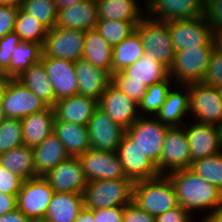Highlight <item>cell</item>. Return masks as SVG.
I'll return each instance as SVG.
<instances>
[{"instance_id":"1","label":"cell","mask_w":222,"mask_h":222,"mask_svg":"<svg viewBox=\"0 0 222 222\" xmlns=\"http://www.w3.org/2000/svg\"><path fill=\"white\" fill-rule=\"evenodd\" d=\"M167 176L176 190L178 205L190 214L193 210L211 209L212 212L222 207V191L191 169L173 171Z\"/></svg>"},{"instance_id":"2","label":"cell","mask_w":222,"mask_h":222,"mask_svg":"<svg viewBox=\"0 0 222 222\" xmlns=\"http://www.w3.org/2000/svg\"><path fill=\"white\" fill-rule=\"evenodd\" d=\"M132 202L155 218L178 206L176 190L167 175L134 182Z\"/></svg>"},{"instance_id":"3","label":"cell","mask_w":222,"mask_h":222,"mask_svg":"<svg viewBox=\"0 0 222 222\" xmlns=\"http://www.w3.org/2000/svg\"><path fill=\"white\" fill-rule=\"evenodd\" d=\"M133 184L131 179L87 182L83 192L84 207L95 210L125 206L132 202Z\"/></svg>"},{"instance_id":"4","label":"cell","mask_w":222,"mask_h":222,"mask_svg":"<svg viewBox=\"0 0 222 222\" xmlns=\"http://www.w3.org/2000/svg\"><path fill=\"white\" fill-rule=\"evenodd\" d=\"M145 54L150 55L169 69L174 60L175 50L170 38L168 22L158 21L145 15L136 25Z\"/></svg>"},{"instance_id":"5","label":"cell","mask_w":222,"mask_h":222,"mask_svg":"<svg viewBox=\"0 0 222 222\" xmlns=\"http://www.w3.org/2000/svg\"><path fill=\"white\" fill-rule=\"evenodd\" d=\"M214 47L176 51L168 76L180 85L203 82Z\"/></svg>"},{"instance_id":"6","label":"cell","mask_w":222,"mask_h":222,"mask_svg":"<svg viewBox=\"0 0 222 222\" xmlns=\"http://www.w3.org/2000/svg\"><path fill=\"white\" fill-rule=\"evenodd\" d=\"M4 118L21 119L49 106L16 78H7L0 98Z\"/></svg>"},{"instance_id":"7","label":"cell","mask_w":222,"mask_h":222,"mask_svg":"<svg viewBox=\"0 0 222 222\" xmlns=\"http://www.w3.org/2000/svg\"><path fill=\"white\" fill-rule=\"evenodd\" d=\"M168 28L175 52L187 48L214 47L213 28L207 24L203 15L169 21Z\"/></svg>"},{"instance_id":"8","label":"cell","mask_w":222,"mask_h":222,"mask_svg":"<svg viewBox=\"0 0 222 222\" xmlns=\"http://www.w3.org/2000/svg\"><path fill=\"white\" fill-rule=\"evenodd\" d=\"M189 89V111L199 123L218 126L222 118V90L205 83H192Z\"/></svg>"},{"instance_id":"9","label":"cell","mask_w":222,"mask_h":222,"mask_svg":"<svg viewBox=\"0 0 222 222\" xmlns=\"http://www.w3.org/2000/svg\"><path fill=\"white\" fill-rule=\"evenodd\" d=\"M85 31L54 27L47 31L41 57L77 61L84 52Z\"/></svg>"},{"instance_id":"10","label":"cell","mask_w":222,"mask_h":222,"mask_svg":"<svg viewBox=\"0 0 222 222\" xmlns=\"http://www.w3.org/2000/svg\"><path fill=\"white\" fill-rule=\"evenodd\" d=\"M170 127L162 124L155 117L140 116L125 133L157 165L163 148L164 137Z\"/></svg>"},{"instance_id":"11","label":"cell","mask_w":222,"mask_h":222,"mask_svg":"<svg viewBox=\"0 0 222 222\" xmlns=\"http://www.w3.org/2000/svg\"><path fill=\"white\" fill-rule=\"evenodd\" d=\"M54 193L43 176L23 181L17 194V209L31 220H43Z\"/></svg>"},{"instance_id":"12","label":"cell","mask_w":222,"mask_h":222,"mask_svg":"<svg viewBox=\"0 0 222 222\" xmlns=\"http://www.w3.org/2000/svg\"><path fill=\"white\" fill-rule=\"evenodd\" d=\"M87 182L95 180L130 179L124 173L116 151L89 149L78 156Z\"/></svg>"},{"instance_id":"13","label":"cell","mask_w":222,"mask_h":222,"mask_svg":"<svg viewBox=\"0 0 222 222\" xmlns=\"http://www.w3.org/2000/svg\"><path fill=\"white\" fill-rule=\"evenodd\" d=\"M189 167L190 146L185 128L184 126L170 127L164 137L163 148L159 160V174L168 175L173 171Z\"/></svg>"},{"instance_id":"14","label":"cell","mask_w":222,"mask_h":222,"mask_svg":"<svg viewBox=\"0 0 222 222\" xmlns=\"http://www.w3.org/2000/svg\"><path fill=\"white\" fill-rule=\"evenodd\" d=\"M124 173L133 182L160 176L157 165L139 148L126 133L117 148Z\"/></svg>"},{"instance_id":"15","label":"cell","mask_w":222,"mask_h":222,"mask_svg":"<svg viewBox=\"0 0 222 222\" xmlns=\"http://www.w3.org/2000/svg\"><path fill=\"white\" fill-rule=\"evenodd\" d=\"M87 128L89 131L90 148L101 151H117L126 130L121 125L115 123L99 107L94 110L88 121Z\"/></svg>"},{"instance_id":"16","label":"cell","mask_w":222,"mask_h":222,"mask_svg":"<svg viewBox=\"0 0 222 222\" xmlns=\"http://www.w3.org/2000/svg\"><path fill=\"white\" fill-rule=\"evenodd\" d=\"M98 107L123 128H129L141 115L138 104L112 82L98 100Z\"/></svg>"},{"instance_id":"17","label":"cell","mask_w":222,"mask_h":222,"mask_svg":"<svg viewBox=\"0 0 222 222\" xmlns=\"http://www.w3.org/2000/svg\"><path fill=\"white\" fill-rule=\"evenodd\" d=\"M145 15L158 21L192 19L202 16L203 0H147Z\"/></svg>"},{"instance_id":"18","label":"cell","mask_w":222,"mask_h":222,"mask_svg":"<svg viewBox=\"0 0 222 222\" xmlns=\"http://www.w3.org/2000/svg\"><path fill=\"white\" fill-rule=\"evenodd\" d=\"M44 178L54 192L83 194L87 184L79 158L72 156L59 163Z\"/></svg>"},{"instance_id":"19","label":"cell","mask_w":222,"mask_h":222,"mask_svg":"<svg viewBox=\"0 0 222 222\" xmlns=\"http://www.w3.org/2000/svg\"><path fill=\"white\" fill-rule=\"evenodd\" d=\"M51 81L56 101L78 94L74 62L66 59L41 57L40 60Z\"/></svg>"},{"instance_id":"20","label":"cell","mask_w":222,"mask_h":222,"mask_svg":"<svg viewBox=\"0 0 222 222\" xmlns=\"http://www.w3.org/2000/svg\"><path fill=\"white\" fill-rule=\"evenodd\" d=\"M194 122L189 127L184 125L190 146V164L194 160L222 152L218 126Z\"/></svg>"},{"instance_id":"21","label":"cell","mask_w":222,"mask_h":222,"mask_svg":"<svg viewBox=\"0 0 222 222\" xmlns=\"http://www.w3.org/2000/svg\"><path fill=\"white\" fill-rule=\"evenodd\" d=\"M96 0H83L66 8L58 9L56 27L94 30L98 23Z\"/></svg>"},{"instance_id":"22","label":"cell","mask_w":222,"mask_h":222,"mask_svg":"<svg viewBox=\"0 0 222 222\" xmlns=\"http://www.w3.org/2000/svg\"><path fill=\"white\" fill-rule=\"evenodd\" d=\"M78 94L92 97L97 101L112 82V76L105 70L95 67L91 62L80 58L74 62Z\"/></svg>"},{"instance_id":"23","label":"cell","mask_w":222,"mask_h":222,"mask_svg":"<svg viewBox=\"0 0 222 222\" xmlns=\"http://www.w3.org/2000/svg\"><path fill=\"white\" fill-rule=\"evenodd\" d=\"M97 107L98 101L92 97L80 94L66 97L54 105L55 120L87 126Z\"/></svg>"},{"instance_id":"24","label":"cell","mask_w":222,"mask_h":222,"mask_svg":"<svg viewBox=\"0 0 222 222\" xmlns=\"http://www.w3.org/2000/svg\"><path fill=\"white\" fill-rule=\"evenodd\" d=\"M54 121V107L21 118L23 145L33 148L42 143L53 133Z\"/></svg>"},{"instance_id":"25","label":"cell","mask_w":222,"mask_h":222,"mask_svg":"<svg viewBox=\"0 0 222 222\" xmlns=\"http://www.w3.org/2000/svg\"><path fill=\"white\" fill-rule=\"evenodd\" d=\"M34 167L37 176H45L59 163L70 157L59 138L50 134L42 143L33 147Z\"/></svg>"},{"instance_id":"26","label":"cell","mask_w":222,"mask_h":222,"mask_svg":"<svg viewBox=\"0 0 222 222\" xmlns=\"http://www.w3.org/2000/svg\"><path fill=\"white\" fill-rule=\"evenodd\" d=\"M83 208V194L55 192L43 220L46 222H74Z\"/></svg>"},{"instance_id":"27","label":"cell","mask_w":222,"mask_h":222,"mask_svg":"<svg viewBox=\"0 0 222 222\" xmlns=\"http://www.w3.org/2000/svg\"><path fill=\"white\" fill-rule=\"evenodd\" d=\"M181 86H183L181 90L183 89L184 92L182 93L180 90L178 92L171 88L163 105L154 116L162 124L169 127H180L179 124H181V127L184 126L183 118H187L186 114L189 115L190 113L188 85Z\"/></svg>"},{"instance_id":"28","label":"cell","mask_w":222,"mask_h":222,"mask_svg":"<svg viewBox=\"0 0 222 222\" xmlns=\"http://www.w3.org/2000/svg\"><path fill=\"white\" fill-rule=\"evenodd\" d=\"M53 133L72 157H78L90 149L89 131L86 125L55 120Z\"/></svg>"},{"instance_id":"29","label":"cell","mask_w":222,"mask_h":222,"mask_svg":"<svg viewBox=\"0 0 222 222\" xmlns=\"http://www.w3.org/2000/svg\"><path fill=\"white\" fill-rule=\"evenodd\" d=\"M120 73L128 81L143 82L147 87L168 77V69L150 55L145 54Z\"/></svg>"},{"instance_id":"30","label":"cell","mask_w":222,"mask_h":222,"mask_svg":"<svg viewBox=\"0 0 222 222\" xmlns=\"http://www.w3.org/2000/svg\"><path fill=\"white\" fill-rule=\"evenodd\" d=\"M16 79L25 85L49 107H54V89L41 61L36 64H32L27 70L18 75Z\"/></svg>"},{"instance_id":"31","label":"cell","mask_w":222,"mask_h":222,"mask_svg":"<svg viewBox=\"0 0 222 222\" xmlns=\"http://www.w3.org/2000/svg\"><path fill=\"white\" fill-rule=\"evenodd\" d=\"M113 47L94 30L85 31L82 58L95 67L107 71L112 76Z\"/></svg>"},{"instance_id":"32","label":"cell","mask_w":222,"mask_h":222,"mask_svg":"<svg viewBox=\"0 0 222 222\" xmlns=\"http://www.w3.org/2000/svg\"><path fill=\"white\" fill-rule=\"evenodd\" d=\"M96 5L99 20L141 21L145 16L137 0H96Z\"/></svg>"},{"instance_id":"33","label":"cell","mask_w":222,"mask_h":222,"mask_svg":"<svg viewBox=\"0 0 222 222\" xmlns=\"http://www.w3.org/2000/svg\"><path fill=\"white\" fill-rule=\"evenodd\" d=\"M0 165L23 181L36 177L32 147L21 145L3 152L0 156Z\"/></svg>"},{"instance_id":"34","label":"cell","mask_w":222,"mask_h":222,"mask_svg":"<svg viewBox=\"0 0 222 222\" xmlns=\"http://www.w3.org/2000/svg\"><path fill=\"white\" fill-rule=\"evenodd\" d=\"M145 53L140 36L135 30L122 42L113 46L112 53V74L123 71L132 65Z\"/></svg>"},{"instance_id":"35","label":"cell","mask_w":222,"mask_h":222,"mask_svg":"<svg viewBox=\"0 0 222 222\" xmlns=\"http://www.w3.org/2000/svg\"><path fill=\"white\" fill-rule=\"evenodd\" d=\"M41 56V44L22 41L16 46L12 53L9 67V78H16L32 64L38 63L41 60Z\"/></svg>"},{"instance_id":"36","label":"cell","mask_w":222,"mask_h":222,"mask_svg":"<svg viewBox=\"0 0 222 222\" xmlns=\"http://www.w3.org/2000/svg\"><path fill=\"white\" fill-rule=\"evenodd\" d=\"M48 29L39 20L27 14L21 7L16 16L14 32L21 41L43 45Z\"/></svg>"},{"instance_id":"37","label":"cell","mask_w":222,"mask_h":222,"mask_svg":"<svg viewBox=\"0 0 222 222\" xmlns=\"http://www.w3.org/2000/svg\"><path fill=\"white\" fill-rule=\"evenodd\" d=\"M170 81H172V79L168 76L165 80L147 87L146 93L138 104L139 114L142 112L144 113H142L141 116H149L150 114L155 116L166 100L167 94L172 87Z\"/></svg>"},{"instance_id":"38","label":"cell","mask_w":222,"mask_h":222,"mask_svg":"<svg viewBox=\"0 0 222 222\" xmlns=\"http://www.w3.org/2000/svg\"><path fill=\"white\" fill-rule=\"evenodd\" d=\"M189 169L222 191V152L192 161Z\"/></svg>"},{"instance_id":"39","label":"cell","mask_w":222,"mask_h":222,"mask_svg":"<svg viewBox=\"0 0 222 222\" xmlns=\"http://www.w3.org/2000/svg\"><path fill=\"white\" fill-rule=\"evenodd\" d=\"M139 22L140 21L98 20L95 31L113 47L133 33Z\"/></svg>"},{"instance_id":"40","label":"cell","mask_w":222,"mask_h":222,"mask_svg":"<svg viewBox=\"0 0 222 222\" xmlns=\"http://www.w3.org/2000/svg\"><path fill=\"white\" fill-rule=\"evenodd\" d=\"M20 7L48 30L55 27L58 9L53 0H23Z\"/></svg>"},{"instance_id":"41","label":"cell","mask_w":222,"mask_h":222,"mask_svg":"<svg viewBox=\"0 0 222 222\" xmlns=\"http://www.w3.org/2000/svg\"><path fill=\"white\" fill-rule=\"evenodd\" d=\"M23 145L21 119L4 118L0 123L1 153Z\"/></svg>"},{"instance_id":"42","label":"cell","mask_w":222,"mask_h":222,"mask_svg":"<svg viewBox=\"0 0 222 222\" xmlns=\"http://www.w3.org/2000/svg\"><path fill=\"white\" fill-rule=\"evenodd\" d=\"M22 41L13 31L0 38V72L9 78V67L12 53Z\"/></svg>"},{"instance_id":"43","label":"cell","mask_w":222,"mask_h":222,"mask_svg":"<svg viewBox=\"0 0 222 222\" xmlns=\"http://www.w3.org/2000/svg\"><path fill=\"white\" fill-rule=\"evenodd\" d=\"M112 83L137 104L147 91V86L143 82L128 81L120 72L112 74Z\"/></svg>"},{"instance_id":"44","label":"cell","mask_w":222,"mask_h":222,"mask_svg":"<svg viewBox=\"0 0 222 222\" xmlns=\"http://www.w3.org/2000/svg\"><path fill=\"white\" fill-rule=\"evenodd\" d=\"M222 90V54L213 51L203 82Z\"/></svg>"},{"instance_id":"45","label":"cell","mask_w":222,"mask_h":222,"mask_svg":"<svg viewBox=\"0 0 222 222\" xmlns=\"http://www.w3.org/2000/svg\"><path fill=\"white\" fill-rule=\"evenodd\" d=\"M19 5L0 4V38L14 31Z\"/></svg>"},{"instance_id":"46","label":"cell","mask_w":222,"mask_h":222,"mask_svg":"<svg viewBox=\"0 0 222 222\" xmlns=\"http://www.w3.org/2000/svg\"><path fill=\"white\" fill-rule=\"evenodd\" d=\"M203 16L213 31L222 29V0L204 1Z\"/></svg>"},{"instance_id":"47","label":"cell","mask_w":222,"mask_h":222,"mask_svg":"<svg viewBox=\"0 0 222 222\" xmlns=\"http://www.w3.org/2000/svg\"><path fill=\"white\" fill-rule=\"evenodd\" d=\"M22 183L23 180L21 178L0 165V192L17 195L21 189Z\"/></svg>"},{"instance_id":"48","label":"cell","mask_w":222,"mask_h":222,"mask_svg":"<svg viewBox=\"0 0 222 222\" xmlns=\"http://www.w3.org/2000/svg\"><path fill=\"white\" fill-rule=\"evenodd\" d=\"M125 206L92 210L96 222H122Z\"/></svg>"},{"instance_id":"49","label":"cell","mask_w":222,"mask_h":222,"mask_svg":"<svg viewBox=\"0 0 222 222\" xmlns=\"http://www.w3.org/2000/svg\"><path fill=\"white\" fill-rule=\"evenodd\" d=\"M124 222H156L155 217L139 208L134 202L125 205Z\"/></svg>"},{"instance_id":"50","label":"cell","mask_w":222,"mask_h":222,"mask_svg":"<svg viewBox=\"0 0 222 222\" xmlns=\"http://www.w3.org/2000/svg\"><path fill=\"white\" fill-rule=\"evenodd\" d=\"M192 214L180 205L155 218L156 222H193Z\"/></svg>"},{"instance_id":"51","label":"cell","mask_w":222,"mask_h":222,"mask_svg":"<svg viewBox=\"0 0 222 222\" xmlns=\"http://www.w3.org/2000/svg\"><path fill=\"white\" fill-rule=\"evenodd\" d=\"M17 209V195L0 192V216Z\"/></svg>"},{"instance_id":"52","label":"cell","mask_w":222,"mask_h":222,"mask_svg":"<svg viewBox=\"0 0 222 222\" xmlns=\"http://www.w3.org/2000/svg\"><path fill=\"white\" fill-rule=\"evenodd\" d=\"M31 221L32 220L30 218L25 216L18 209L0 216V222H31Z\"/></svg>"},{"instance_id":"53","label":"cell","mask_w":222,"mask_h":222,"mask_svg":"<svg viewBox=\"0 0 222 222\" xmlns=\"http://www.w3.org/2000/svg\"><path fill=\"white\" fill-rule=\"evenodd\" d=\"M201 222H222V207L207 213Z\"/></svg>"},{"instance_id":"54","label":"cell","mask_w":222,"mask_h":222,"mask_svg":"<svg viewBox=\"0 0 222 222\" xmlns=\"http://www.w3.org/2000/svg\"><path fill=\"white\" fill-rule=\"evenodd\" d=\"M74 222H96L91 209L83 208Z\"/></svg>"},{"instance_id":"55","label":"cell","mask_w":222,"mask_h":222,"mask_svg":"<svg viewBox=\"0 0 222 222\" xmlns=\"http://www.w3.org/2000/svg\"><path fill=\"white\" fill-rule=\"evenodd\" d=\"M213 46L216 52L222 54V29L213 31Z\"/></svg>"},{"instance_id":"56","label":"cell","mask_w":222,"mask_h":222,"mask_svg":"<svg viewBox=\"0 0 222 222\" xmlns=\"http://www.w3.org/2000/svg\"><path fill=\"white\" fill-rule=\"evenodd\" d=\"M53 1L55 2L57 9H62L83 0H53Z\"/></svg>"},{"instance_id":"57","label":"cell","mask_w":222,"mask_h":222,"mask_svg":"<svg viewBox=\"0 0 222 222\" xmlns=\"http://www.w3.org/2000/svg\"><path fill=\"white\" fill-rule=\"evenodd\" d=\"M6 80H7V77L4 76L3 74H1L0 75V98H1V94H2L3 87H4ZM3 119H4V115H3V112H2V109L0 106V123L2 122Z\"/></svg>"},{"instance_id":"58","label":"cell","mask_w":222,"mask_h":222,"mask_svg":"<svg viewBox=\"0 0 222 222\" xmlns=\"http://www.w3.org/2000/svg\"><path fill=\"white\" fill-rule=\"evenodd\" d=\"M23 0H1V4L6 3V4H16V5H21Z\"/></svg>"},{"instance_id":"59","label":"cell","mask_w":222,"mask_h":222,"mask_svg":"<svg viewBox=\"0 0 222 222\" xmlns=\"http://www.w3.org/2000/svg\"><path fill=\"white\" fill-rule=\"evenodd\" d=\"M218 129L220 130V139H221V145H222V118L220 123L218 124Z\"/></svg>"},{"instance_id":"60","label":"cell","mask_w":222,"mask_h":222,"mask_svg":"<svg viewBox=\"0 0 222 222\" xmlns=\"http://www.w3.org/2000/svg\"><path fill=\"white\" fill-rule=\"evenodd\" d=\"M31 222H46L45 220H32Z\"/></svg>"}]
</instances>
